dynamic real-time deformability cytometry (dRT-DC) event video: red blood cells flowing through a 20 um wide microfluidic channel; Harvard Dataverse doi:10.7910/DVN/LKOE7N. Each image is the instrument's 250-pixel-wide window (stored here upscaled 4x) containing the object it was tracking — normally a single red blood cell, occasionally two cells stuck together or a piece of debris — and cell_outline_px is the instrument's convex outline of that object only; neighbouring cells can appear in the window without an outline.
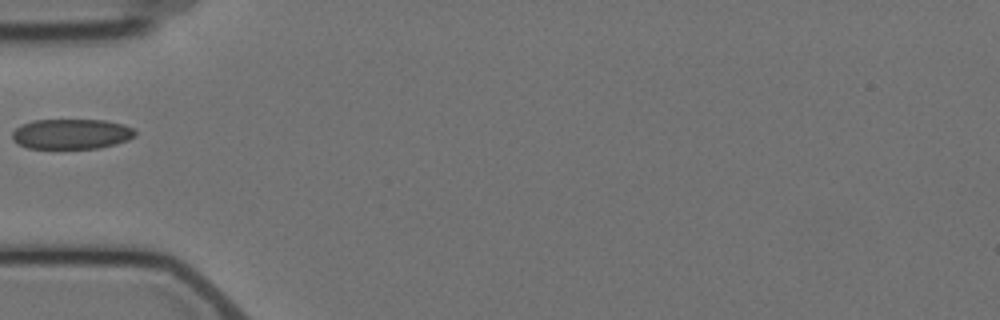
{"species": "Egyptian fruit bat (a non-hibernating species)", "species_latin": "Rousettus aegyptiacus", "temperature_condition": "cold", "stored_images_in_passage": 3, "camera_frame_rate_fps": 3000, "um_per_image_px": 0.085, "animal": {"sex": "female"}, "frame": {"image": 1, "passage_image": 1, "time_ms": 0.0, "image_size_px": [1000, 320], "cell_outline_px": [[136, 136], [128, 140], [116, 144], [100, 148], [28, 148], [12, 140], [12, 132], [16, 128], [32, 120], [104, 120], [124, 124], [132, 128], [136, 132]], "centroid_in_image_um": [6.1, 11.39], "position_along_channel_um": 78.9, "area_um2": 21.62}}
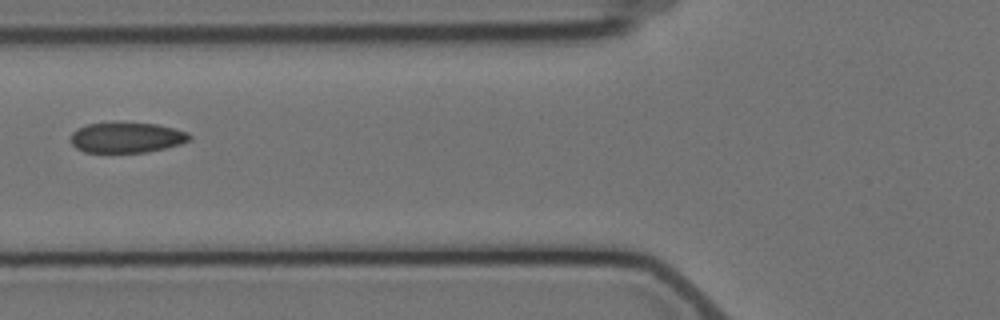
{"frame": {"image": 2, "passage_image": 2, "time_ms": 1.0, "image_size_px": [1000, 320], "cell_outline_px": [[192, 136], [188, 140], [180, 144], [148, 152], [84, 152], [76, 148], [68, 140], [68, 136], [76, 128], [88, 124], [156, 124], [188, 132]], "centroid_in_image_um": [10.7, 11.71], "position_along_channel_um": 115.1, "area_um2": 20.75}}
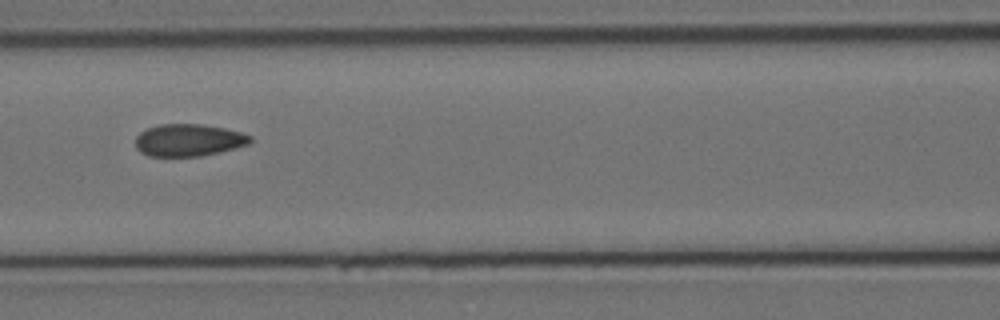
{"frame": {"image": 3, "passage_image": 3, "time_ms": 2.0, "image_size_px": [1000, 320], "cell_outline_px": [[252, 140], [248, 144], [200, 156], [148, 156], [140, 152], [136, 148], [136, 136], [140, 132], [148, 128], [160, 124], [200, 124], [224, 128], [240, 132], [252, 136]], "centroid_in_image_um": [15.99, 11.9], "position_along_channel_um": 150.6, "area_um2": 21.33}}